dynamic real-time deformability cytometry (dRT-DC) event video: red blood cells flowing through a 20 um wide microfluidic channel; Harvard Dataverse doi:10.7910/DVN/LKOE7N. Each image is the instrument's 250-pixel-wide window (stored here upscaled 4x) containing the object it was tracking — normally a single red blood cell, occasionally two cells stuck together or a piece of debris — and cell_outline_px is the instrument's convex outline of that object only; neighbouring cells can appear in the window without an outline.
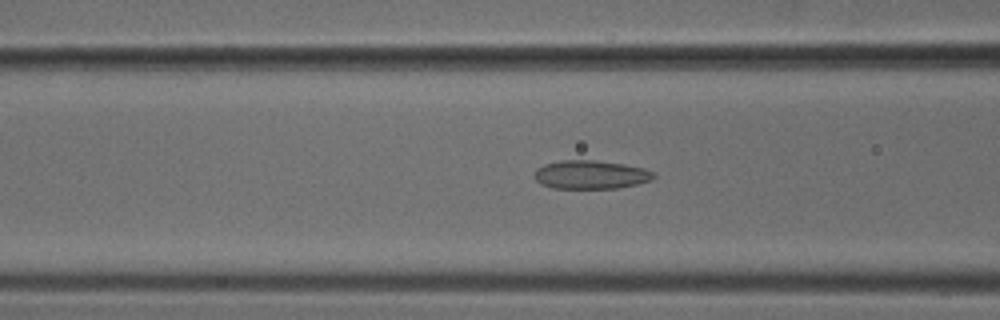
{"species": "common noctule bat (a hibernating species)", "species_latin": "Nyctalus noctula", "temperature_condition": "cold", "stored_images_in_passage": 50, "camera_frame_rate_fps": 3000, "um_per_image_px": 0.085, "animal": {"sex": "male", "body_mass_g": 18.8}, "frame": {"image": 1, "passage_image": 19, "time_ms": 6.0, "image_size_px": [1000, 320], "cell_outline_px": [[656, 176], [652, 180], [636, 184], [616, 188], [552, 188], [540, 184], [532, 176], [536, 168], [544, 164], [560, 160], [596, 160], [624, 164], [644, 168], [656, 172]], "centroid_in_image_um": [50.19, 14.84], "position_along_channel_um": 116.4, "area_um2": 20.11}}
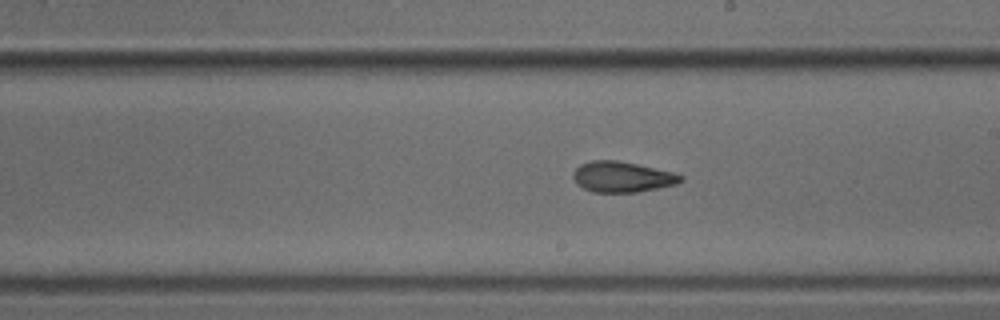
{"frame": {"image": 2, "passage_image": 28, "time_ms": 9.0, "image_size_px": [1000, 320], "cell_outline_px": [[684, 180], [676, 184], [636, 192], [592, 192], [576, 184], [572, 176], [572, 172], [580, 164], [592, 160], [616, 160], [676, 172], [684, 176]], "centroid_in_image_um": [52.88, 15.03], "position_along_channel_um": 236.1, "area_um2": 19.31}}
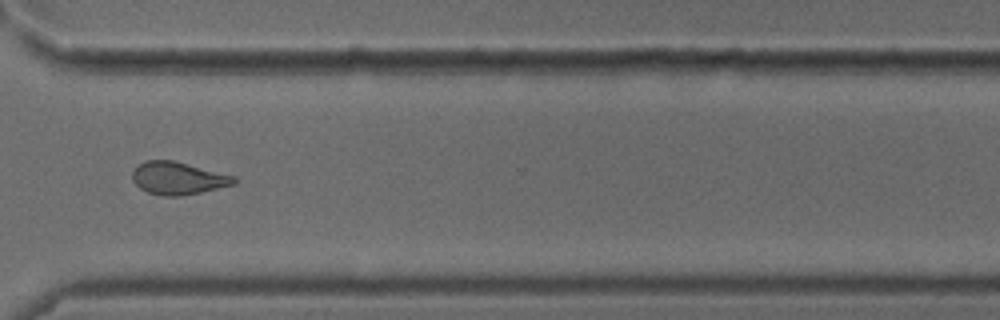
{"frame": {"image": 3, "passage_image": 37, "time_ms": 12.0, "image_size_px": [1000, 320], "cell_outline_px": [[236, 184], [200, 192], [180, 196], [164, 196], [148, 192], [140, 188], [132, 180], [132, 172], [144, 160], [172, 160], [236, 176]], "centroid_in_image_um": [15.14, 15.15], "position_along_channel_um": 355.5, "area_um2": 19.19}}